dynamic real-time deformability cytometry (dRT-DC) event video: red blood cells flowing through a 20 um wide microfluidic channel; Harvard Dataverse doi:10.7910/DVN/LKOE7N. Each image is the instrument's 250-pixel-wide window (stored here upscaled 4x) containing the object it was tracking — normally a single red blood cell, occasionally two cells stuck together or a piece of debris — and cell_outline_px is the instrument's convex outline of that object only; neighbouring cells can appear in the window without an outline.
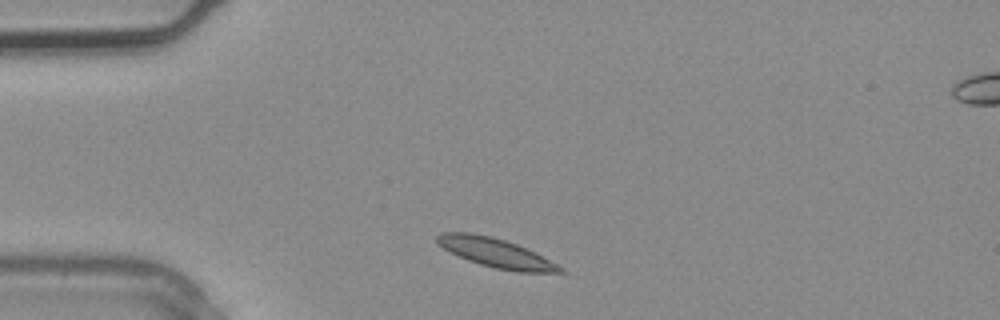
{"species": "common noctule bat (a hibernating species)", "species_latin": "Nyctalus noctula", "temperature_condition": "warm", "stored_images_in_passage": 1, "camera_frame_rate_fps": 3000, "um_per_image_px": 0.085, "animal": {"sex": "male", "body_mass_g": 20.4}, "frame": {"image": 1, "passage_image": 1, "time_ms": 0.0, "image_size_px": [1000, 320], "cell_outline_px": [[568, 272], [516, 272], [496, 268], [480, 264], [468, 260], [436, 244], [436, 236], [440, 232], [472, 232], [492, 236], [516, 244], [564, 268]], "centroid_in_image_um": [42.09, 21.48], "position_along_channel_um": 42.9, "area_um2": 20.52}}